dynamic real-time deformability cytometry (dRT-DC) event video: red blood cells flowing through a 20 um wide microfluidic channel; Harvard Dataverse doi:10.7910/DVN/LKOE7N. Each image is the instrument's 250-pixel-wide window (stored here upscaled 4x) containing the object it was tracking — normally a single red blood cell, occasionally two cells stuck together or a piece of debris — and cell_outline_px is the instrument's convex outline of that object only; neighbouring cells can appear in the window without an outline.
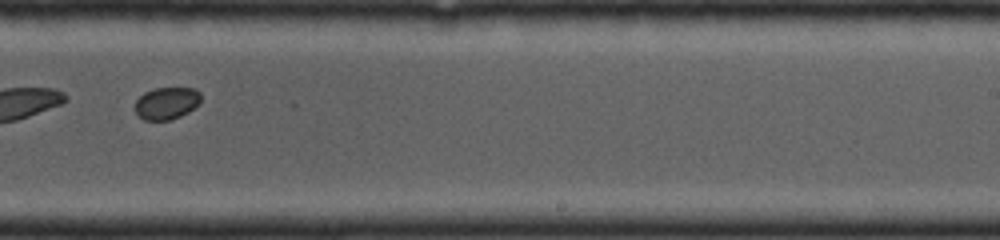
{"species": "common noctule bat (a hibernating species)", "species_latin": "Nyctalus noctula", "temperature_condition": "cold", "stored_images_in_passage": 25, "segment_of_instrument_passage": [2, 2], "camera_frame_rate_fps": 4000, "um_per_image_px": 0.085, "animal": {"sex": "female", "body_mass_g": 19.0, "forearm_length_mm": 53.3}, "frame": {"image": 1, "passage_image": 18, "time_ms": 7.75, "image_size_px": [1000, 240], "cell_outline_px": [[200, 100], [188, 112], [172, 120], [144, 120], [136, 112], [136, 100], [144, 92], [156, 88], [192, 88], [200, 92]], "centroid_in_image_um": [14.15, 8.77], "position_along_channel_um": 274.9, "area_um2": 12.14}}